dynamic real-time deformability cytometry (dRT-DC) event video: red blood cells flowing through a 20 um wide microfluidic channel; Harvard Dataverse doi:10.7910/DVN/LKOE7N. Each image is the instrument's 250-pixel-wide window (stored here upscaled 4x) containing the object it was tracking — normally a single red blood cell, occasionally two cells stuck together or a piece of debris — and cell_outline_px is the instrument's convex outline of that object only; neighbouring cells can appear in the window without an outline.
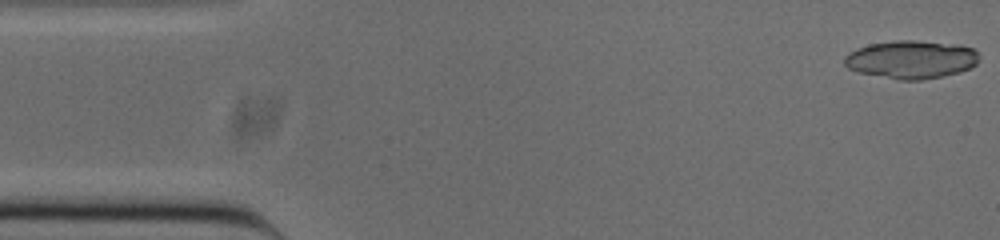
{"species": "common noctule bat (a hibernating species)", "species_latin": "Nyctalus noctula", "temperature_condition": "cold", "stored_images_in_passage": 51, "camera_frame_rate_fps": 3000, "um_per_image_px": 0.085, "animal": {"sex": "male", "body_mass_g": 20.0, "forearm_length_mm": 53.3}, "frame": {"image": 1, "passage_image": 1, "time_ms": 0.0, "image_size_px": [1000, 240], "cell_outline_px": [[980, 56], [976, 64], [960, 72], [944, 76], [920, 80], [896, 80], [860, 72], [848, 68], [844, 64], [844, 56], [848, 52], [856, 48], [868, 44], [896, 40], [912, 40], [956, 44], [972, 48]], "centroid_in_image_um": [77.43, 5.06], "position_along_channel_um": 7.6, "area_um2": 30.06}, "authors_computed_cell_mechanics": {"area_um2": 29.3046, "velocity_mm_per_s": 3.8524, "shape_relaxation_time_tau1_ms": 2.4111, "shape_relaxation_time_tau2_ms": null, "deformation_change_tau1": 0.0948, "deformation_change_tau2": null}}